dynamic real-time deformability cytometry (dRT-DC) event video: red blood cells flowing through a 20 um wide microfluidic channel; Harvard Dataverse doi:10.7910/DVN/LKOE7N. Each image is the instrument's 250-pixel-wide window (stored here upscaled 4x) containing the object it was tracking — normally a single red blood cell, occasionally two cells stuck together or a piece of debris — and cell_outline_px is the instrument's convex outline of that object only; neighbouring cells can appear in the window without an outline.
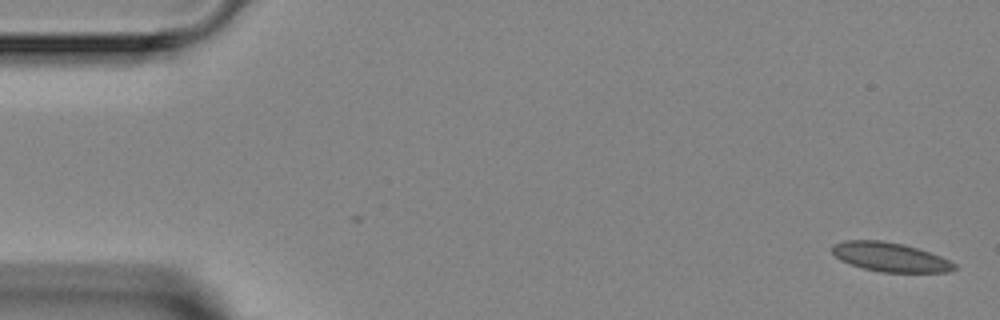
{"species": "Egyptian fruit bat (a non-hibernating species)", "species_latin": "Rousettus aegyptiacus", "temperature_condition": "room temperature", "stored_images_in_passage": 4, "camera_frame_rate_fps": 3000, "um_per_image_px": 0.085, "animal": {"sex": "female"}, "frame": {"image": 1, "passage_image": 1, "time_ms": 0.0, "image_size_px": [1000, 320], "cell_outline_px": [[956, 268], [948, 272], [880, 272], [864, 268], [840, 260], [832, 252], [832, 244], [844, 240], [880, 240], [904, 244], [940, 256], [956, 264]], "centroid_in_image_um": [75.64, 21.84], "position_along_channel_um": 9.4, "area_um2": 20.58}}
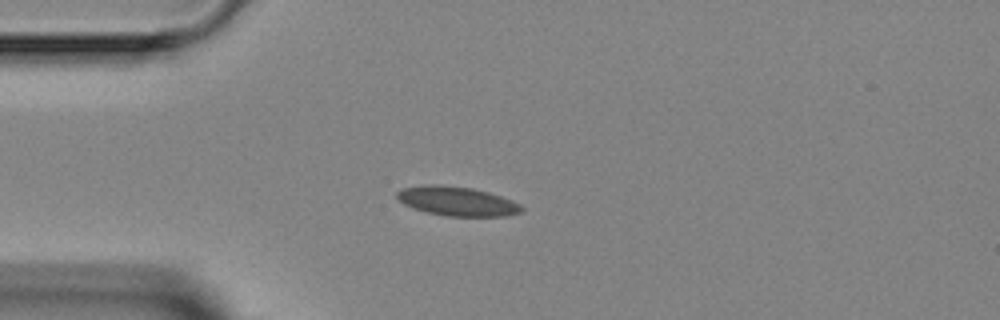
{"frame": {"image": 2, "passage_image": 4, "time_ms": 3.667, "image_size_px": [1000, 320], "cell_outline_px": [[524, 208], [520, 212], [508, 216], [448, 216], [428, 212], [412, 208], [404, 204], [396, 196], [396, 192], [404, 188], [424, 184], [440, 184], [472, 188], [488, 192], [512, 200], [520, 204]], "centroid_in_image_um": [38.85, 17.09], "position_along_channel_um": 46.2, "area_um2": 21.21}}